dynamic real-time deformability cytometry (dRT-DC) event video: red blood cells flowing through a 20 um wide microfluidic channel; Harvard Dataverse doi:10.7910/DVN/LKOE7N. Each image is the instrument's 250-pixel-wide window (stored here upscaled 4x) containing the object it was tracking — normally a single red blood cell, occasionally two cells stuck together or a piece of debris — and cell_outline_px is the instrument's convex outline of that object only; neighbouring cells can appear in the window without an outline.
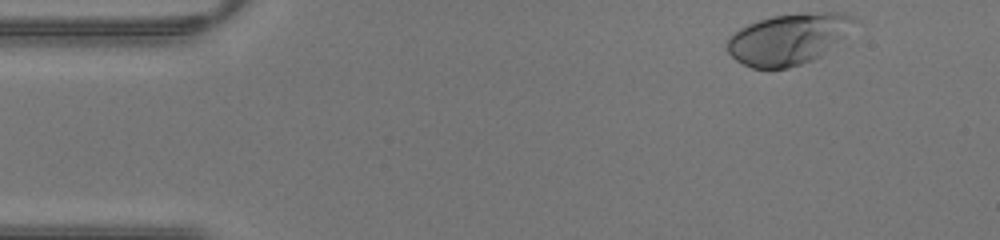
{"species": "human", "species_latin": "Homo sapiens", "temperature_condition": "warm", "stored_images_in_passage": 39, "camera_frame_rate_fps": 3000, "um_per_image_px": 0.085, "donor": {"sex": "male"}, "frame": {"image": 1, "passage_image": 1, "time_ms": 0.0, "image_size_px": [1000, 240], "cell_outline_px": [[852, 20], [840, 36], [820, 56], [812, 60], [788, 68], [752, 68], [736, 60], [728, 52], [728, 36], [740, 28], [748, 24], [772, 16], [800, 12], [844, 12], [852, 16]], "centroid_in_image_um": [66.89, 3.3], "position_along_channel_um": 18.1, "area_um2": 36.65}}
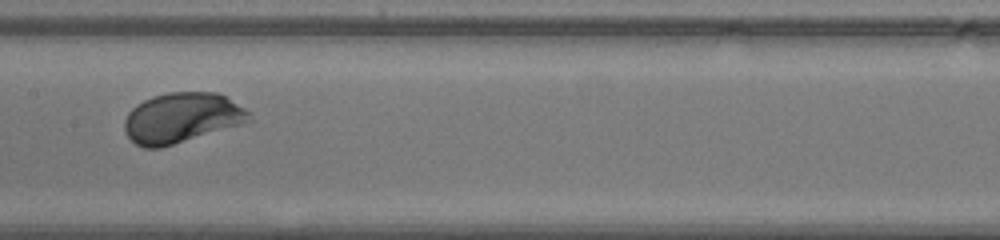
{"frame": {"image": 2, "passage_image": 18, "time_ms": 5.667, "image_size_px": [1000, 240], "cell_outline_px": [[252, 120], [160, 148], [144, 148], [136, 144], [128, 136], [124, 128], [124, 120], [128, 112], [136, 104], [152, 96], [168, 92], [216, 92], [224, 96], [244, 108], [248, 112]], "centroid_in_image_um": [15.38, 10.0], "position_along_channel_um": 192.0, "area_um2": 35.89}}
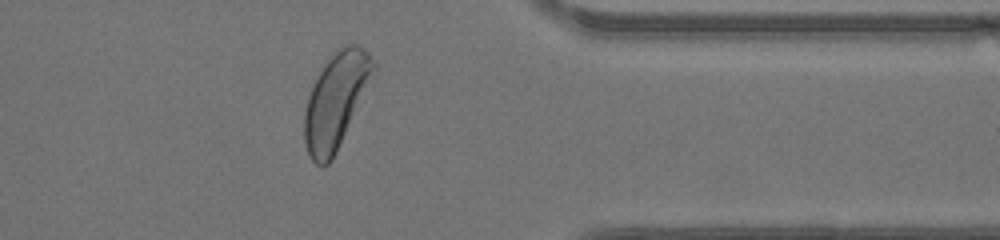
{"frame": {"image": 3, "passage_image": 31, "time_ms": 10.0, "image_size_px": [1000, 240], "cell_outline_px": [[376, 68], [336, 152], [332, 160], [324, 168], [320, 168], [312, 160], [308, 152], [304, 140], [304, 112], [308, 96], [328, 56], [340, 48], [348, 44], [360, 44], [368, 52], [376, 64]], "centroid_in_image_um": [28.53, 8.55], "position_along_channel_um": 382.9, "area_um2": 37.74}}